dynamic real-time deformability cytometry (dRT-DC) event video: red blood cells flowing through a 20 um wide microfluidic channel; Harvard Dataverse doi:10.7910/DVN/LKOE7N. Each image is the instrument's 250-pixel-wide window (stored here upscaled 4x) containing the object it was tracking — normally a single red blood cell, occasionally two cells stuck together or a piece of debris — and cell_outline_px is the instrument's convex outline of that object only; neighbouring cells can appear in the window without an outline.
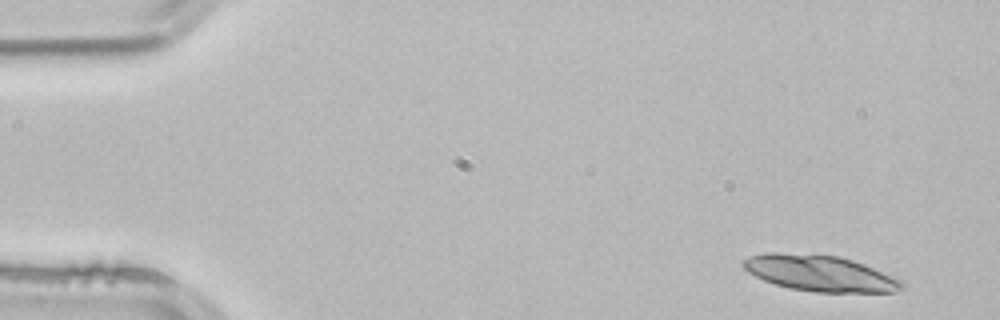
{"species": "common noctule bat (a hibernating species)", "species_latin": "Nyctalus noctula", "temperature_condition": "room temperature", "stored_images_in_passage": 4, "camera_frame_rate_fps": 3000, "um_per_image_px": 0.085, "animal": {"sex": "male", "body_mass_g": 21.5, "forearm_length_mm": 52.0}, "frame": {"image": 1, "passage_image": 1, "time_ms": 0.0, "image_size_px": [1000, 320], "cell_outline_px": [[904, 288], [892, 292], [816, 292], [788, 288], [764, 280], [748, 272], [740, 264], [744, 260], [752, 256], [764, 252], [776, 252], [840, 256], [864, 264], [900, 280], [904, 284]], "centroid_in_image_um": [69.66, 23.22], "position_along_channel_um": 15.3, "area_um2": 33.0}}